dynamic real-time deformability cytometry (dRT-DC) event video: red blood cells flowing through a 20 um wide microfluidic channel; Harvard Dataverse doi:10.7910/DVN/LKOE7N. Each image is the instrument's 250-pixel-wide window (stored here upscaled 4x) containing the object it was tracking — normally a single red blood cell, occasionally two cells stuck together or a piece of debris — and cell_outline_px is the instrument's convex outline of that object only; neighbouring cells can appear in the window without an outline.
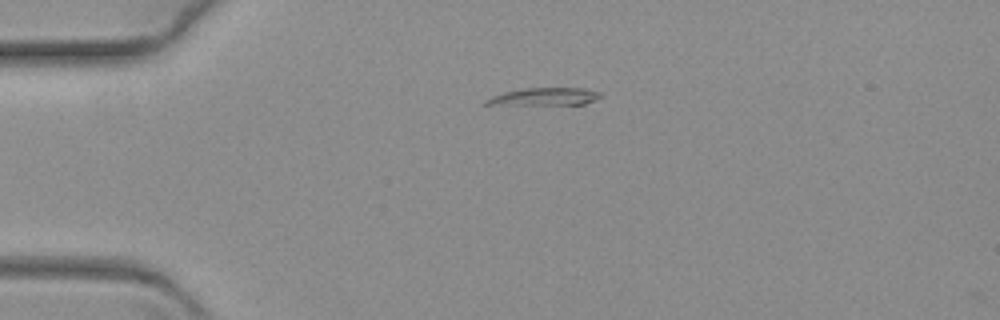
{"species": "common noctule bat (a hibernating species)", "species_latin": "Nyctalus noctula", "temperature_condition": "warm", "stored_images_in_passage": 50, "camera_frame_rate_fps": 3000, "um_per_image_px": 0.085, "animal": {"sex": "female", "body_mass_g": 19.3, "forearm_length_mm": 54.1}, "frame": {"image": 1, "passage_image": 1, "time_ms": 0.0, "image_size_px": [1000, 320], "cell_outline_px": [[600, 96], [596, 100], [584, 104], [480, 104], [484, 100], [492, 96], [504, 92], [524, 88], [584, 88], [600, 92]], "centroid_in_image_um": [46.29, 8.2], "position_along_channel_um": 38.7, "area_um2": 11.5}}
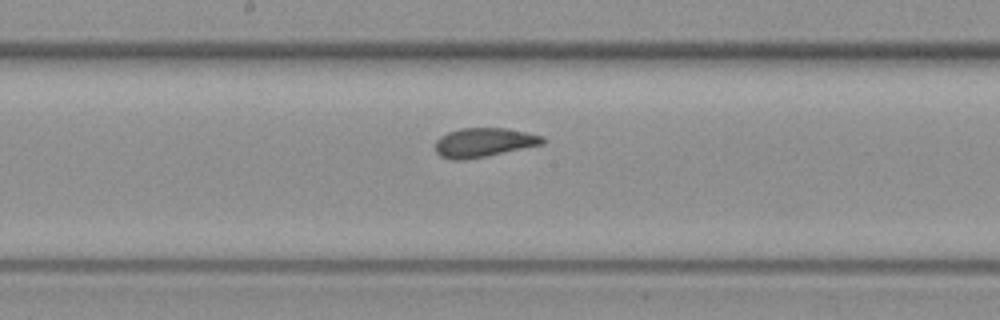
{"frame": {"image": 2, "passage_image": 20, "time_ms": 6.333, "image_size_px": [1000, 320], "cell_outline_px": [[544, 144], [484, 156], [460, 160], [452, 160], [440, 156], [436, 152], [436, 140], [440, 136], [448, 132], [460, 128], [504, 128], [544, 136]], "centroid_in_image_um": [41.09, 12.1], "position_along_channel_um": 207.1, "area_um2": 17.98}}
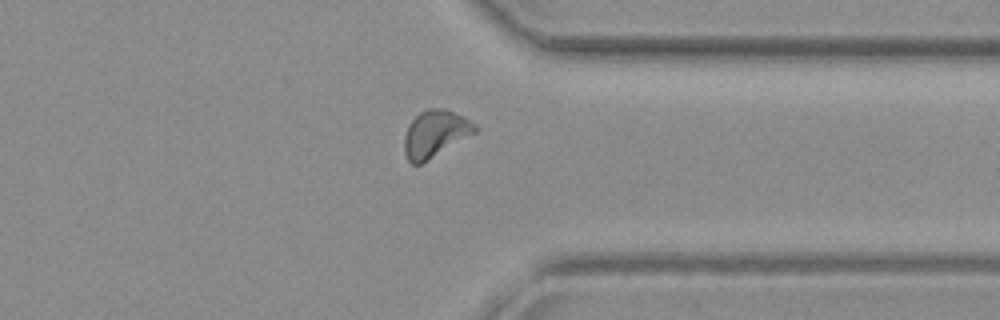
{"frame": {"image": 3, "passage_image": 36, "time_ms": 11.667, "image_size_px": [1000, 320], "cell_outline_px": [[480, 128], [476, 132], [420, 164], [412, 164], [408, 160], [404, 152], [404, 136], [408, 124], [420, 112], [428, 108], [444, 108], [464, 116], [476, 124]], "centroid_in_image_um": [36.99, 11.34], "position_along_channel_um": 374.4, "area_um2": 19.25}}